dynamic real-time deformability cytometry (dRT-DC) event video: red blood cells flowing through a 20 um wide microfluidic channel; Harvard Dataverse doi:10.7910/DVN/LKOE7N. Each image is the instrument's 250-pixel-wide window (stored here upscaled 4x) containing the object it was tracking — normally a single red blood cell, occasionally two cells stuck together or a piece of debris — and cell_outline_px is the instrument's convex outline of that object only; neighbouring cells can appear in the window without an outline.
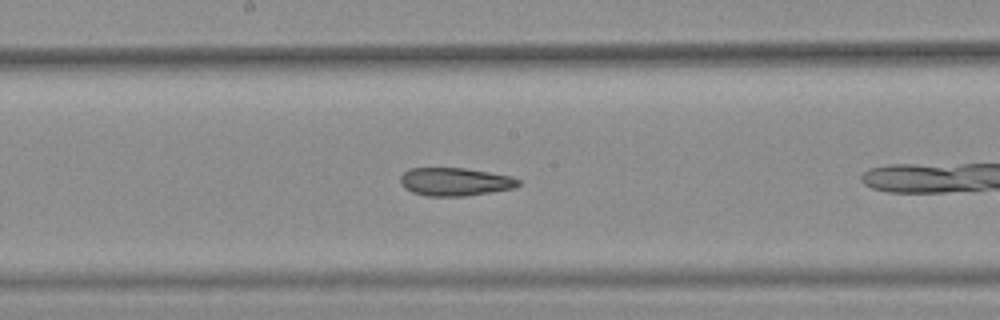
{"species": "common noctule bat (a hibernating species)", "species_latin": "Nyctalus noctula", "temperature_condition": "warm", "stored_images_in_passage": 18, "camera_frame_rate_fps": 3000, "um_per_image_px": 0.085, "animal": {"sex": "female", "body_mass_g": 25.1}, "frame": {"image": 1, "passage_image": 13, "time_ms": 4.0, "image_size_px": [1000, 320], "cell_outline_px": [[520, 184], [516, 188], [492, 192], [464, 196], [428, 196], [412, 192], [404, 188], [400, 180], [400, 176], [408, 168], [464, 168], [512, 176], [520, 180]], "centroid_in_image_um": [38.69, 15.45], "position_along_channel_um": 209.5, "area_um2": 19.42}}
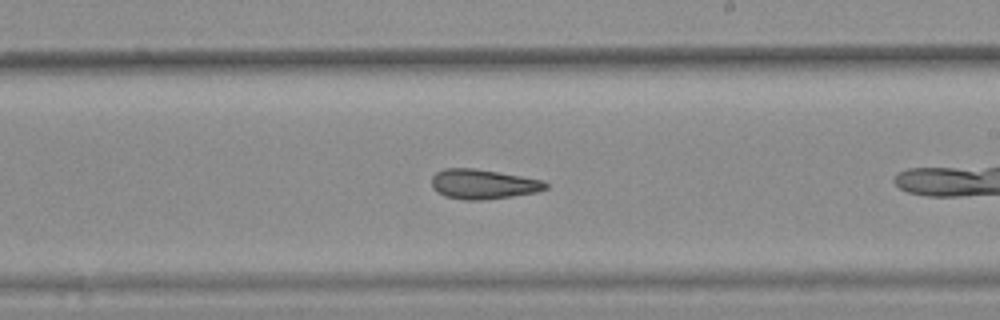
{"frame": {"image": 2, "passage_image": 16, "time_ms": 5.0, "image_size_px": [1000, 320], "cell_outline_px": [[548, 188], [536, 192], [512, 196], [480, 200], [464, 200], [444, 196], [436, 192], [432, 188], [432, 176], [436, 172], [444, 168], [472, 168], [544, 180], [548, 184]], "centroid_in_image_um": [41.03, 15.65], "position_along_channel_um": 248.0, "area_um2": 19.71}}